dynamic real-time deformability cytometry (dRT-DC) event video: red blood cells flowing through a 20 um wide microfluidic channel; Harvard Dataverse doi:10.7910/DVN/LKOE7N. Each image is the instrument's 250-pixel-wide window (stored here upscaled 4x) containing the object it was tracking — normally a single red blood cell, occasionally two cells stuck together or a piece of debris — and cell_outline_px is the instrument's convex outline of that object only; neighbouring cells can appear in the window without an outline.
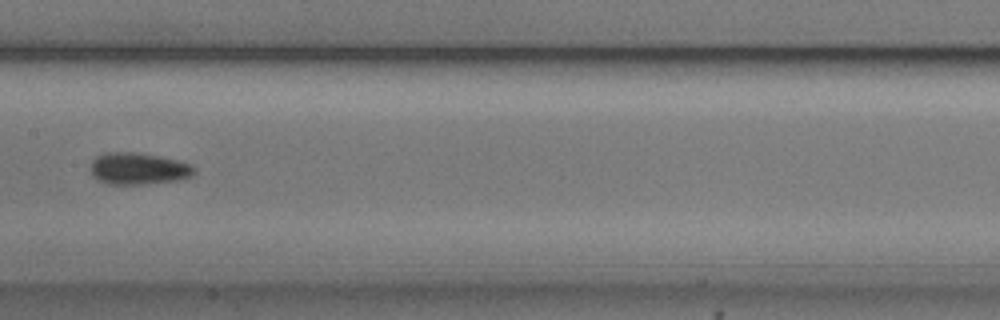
{"species": "common noctule bat (a hibernating species)", "species_latin": "Nyctalus noctula", "temperature_condition": "cold", "stored_images_in_passage": 8, "camera_frame_rate_fps": 3000, "um_per_image_px": 0.085, "animal": {"sex": "male", "body_mass_g": 20.5, "forearm_length_mm": 52.5}, "frame": {"image": 1, "passage_image": 8, "time_ms": 8.333, "image_size_px": [1000, 320], "cell_outline_px": [[196, 172], [192, 176], [180, 180], [144, 184], [108, 184], [96, 180], [92, 176], [92, 160], [96, 156], [104, 152], [136, 152], [160, 156], [192, 164], [196, 168]], "centroid_in_image_um": [11.78, 14.33], "position_along_channel_um": 195.6, "area_um2": 19.48}}